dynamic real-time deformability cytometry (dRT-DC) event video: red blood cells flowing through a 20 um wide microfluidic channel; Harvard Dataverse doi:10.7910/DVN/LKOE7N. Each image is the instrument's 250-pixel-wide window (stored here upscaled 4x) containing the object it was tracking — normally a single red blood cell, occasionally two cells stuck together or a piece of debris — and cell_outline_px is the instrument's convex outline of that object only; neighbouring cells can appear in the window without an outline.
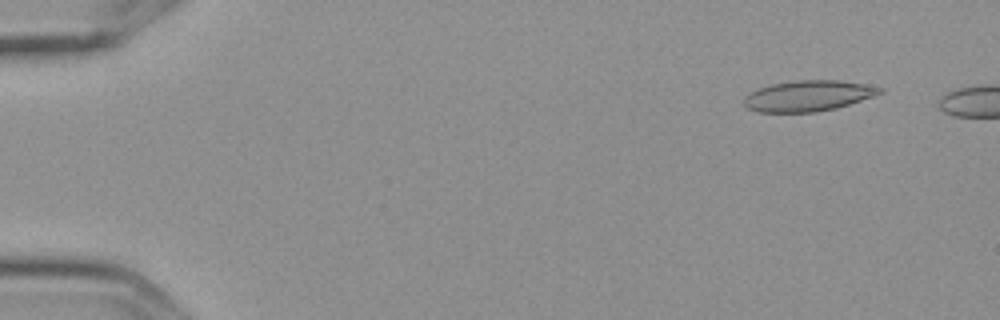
{"species": "Egyptian fruit bat (a non-hibernating species)", "species_latin": "Rousettus aegyptiacus", "temperature_condition": "cold", "stored_images_in_passage": 7, "camera_frame_rate_fps": 3000, "um_per_image_px": 0.085, "frame": {"image": 1, "passage_image": 2, "time_ms": 0.333, "image_size_px": [1000, 320], "cell_outline_px": [[884, 92], [836, 108], [816, 112], [756, 112], [748, 108], [744, 104], [744, 100], [752, 92], [760, 88], [772, 84], [800, 80], [840, 80], [884, 88]], "centroid_in_image_um": [68.71, 8.15], "position_along_channel_um": 16.3, "area_um2": 23.93}}